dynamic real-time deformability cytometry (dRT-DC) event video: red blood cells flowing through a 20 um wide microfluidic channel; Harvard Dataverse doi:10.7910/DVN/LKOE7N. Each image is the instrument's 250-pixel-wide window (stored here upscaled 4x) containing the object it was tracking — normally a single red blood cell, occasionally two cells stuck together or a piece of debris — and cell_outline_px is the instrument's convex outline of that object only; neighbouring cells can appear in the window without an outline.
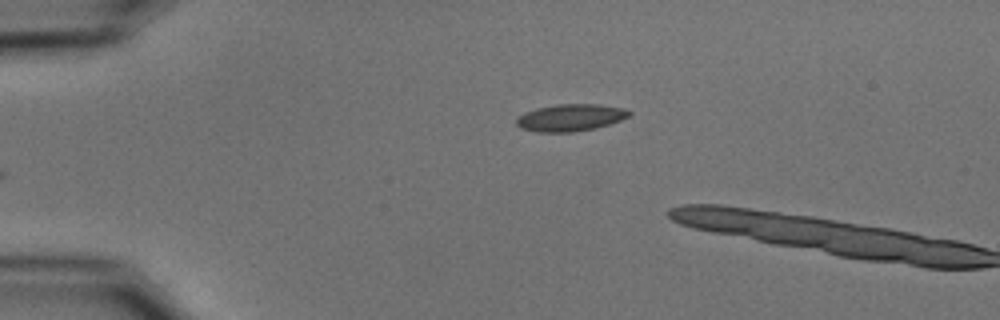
{"species": "common noctule bat (a hibernating species)", "species_latin": "Nyctalus noctula", "temperature_condition": "cold", "stored_images_in_passage": 3, "camera_frame_rate_fps": 3000, "um_per_image_px": 0.085, "animal": {"sex": "male", "body_mass_g": 15.6}, "frame": {"image": 1, "passage_image": 1, "time_ms": 0.0, "image_size_px": [1000, 320], "cell_outline_px": [[632, 112], [628, 116], [620, 120], [596, 128], [572, 132], [536, 132], [520, 128], [516, 124], [516, 116], [524, 112], [536, 108], [556, 104], [600, 104], [624, 108]], "centroid_in_image_um": [48.44, 9.99], "position_along_channel_um": 36.6, "area_um2": 17.92}}